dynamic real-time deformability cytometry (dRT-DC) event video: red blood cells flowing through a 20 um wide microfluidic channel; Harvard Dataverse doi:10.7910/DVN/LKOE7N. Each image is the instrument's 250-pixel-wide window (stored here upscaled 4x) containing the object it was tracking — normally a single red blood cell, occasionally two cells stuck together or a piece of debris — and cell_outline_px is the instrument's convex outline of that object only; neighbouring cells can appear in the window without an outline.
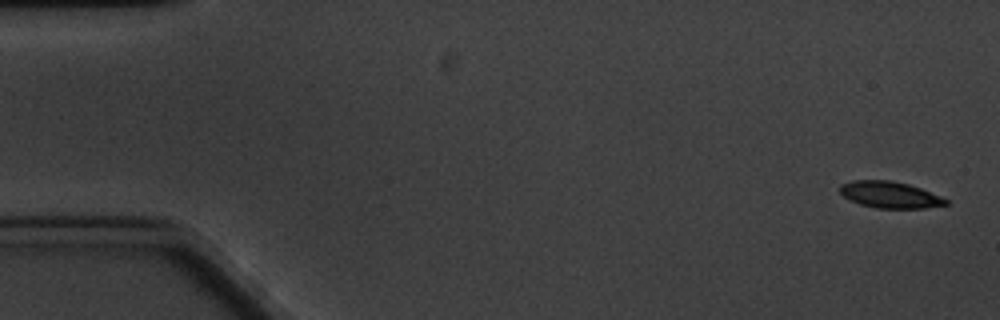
{"species": "common noctule bat (a hibernating species)", "species_latin": "Nyctalus noctula", "temperature_condition": "cold", "stored_images_in_passage": 6, "camera_frame_rate_fps": 3000, "um_per_image_px": 0.085, "animal": {"sex": "male", "body_mass_g": 20.1, "forearm_length_mm": 53.5}, "frame": {"image": 1, "passage_image": 1, "time_ms": 0.0, "image_size_px": [1000, 320], "cell_outline_px": [[948, 204], [924, 208], [876, 208], [860, 204], [844, 196], [840, 192], [840, 184], [852, 180], [892, 180], [908, 184], [920, 188], [940, 196], [948, 200]], "centroid_in_image_um": [75.63, 16.54], "position_along_channel_um": 9.4, "area_um2": 16.24}}